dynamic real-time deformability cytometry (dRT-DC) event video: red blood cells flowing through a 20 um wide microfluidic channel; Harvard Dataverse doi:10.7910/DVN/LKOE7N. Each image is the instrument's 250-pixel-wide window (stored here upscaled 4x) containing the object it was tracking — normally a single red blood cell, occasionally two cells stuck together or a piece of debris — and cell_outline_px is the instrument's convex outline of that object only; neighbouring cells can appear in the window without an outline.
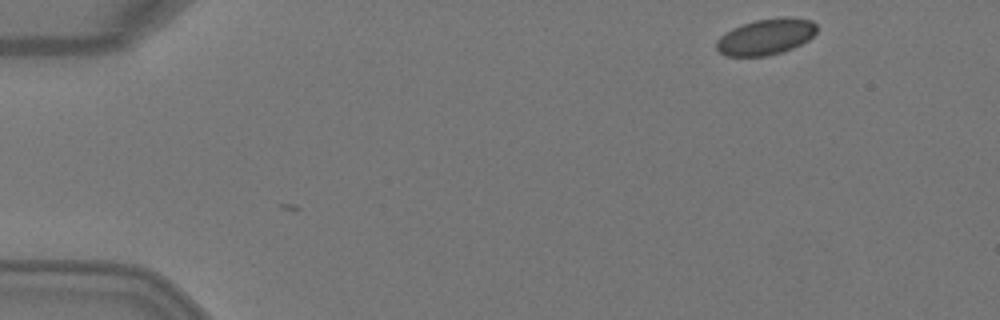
{"species": "Egyptian fruit bat (a non-hibernating species)", "species_latin": "Rousettus aegyptiacus", "temperature_condition": "warm", "stored_images_in_passage": 3, "camera_frame_rate_fps": 3000, "um_per_image_px": 0.085, "animal": {"sex": "female"}, "frame": {"image": 1, "passage_image": 1, "time_ms": 0.0, "image_size_px": [1000, 320], "cell_outline_px": [[816, 32], [808, 40], [792, 48], [768, 56], [728, 56], [720, 52], [716, 48], [716, 40], [720, 36], [732, 28], [756, 20], [784, 16], [812, 20], [816, 24]], "centroid_in_image_um": [65.09, 3.12], "position_along_channel_um": 19.9, "area_um2": 20.98}}
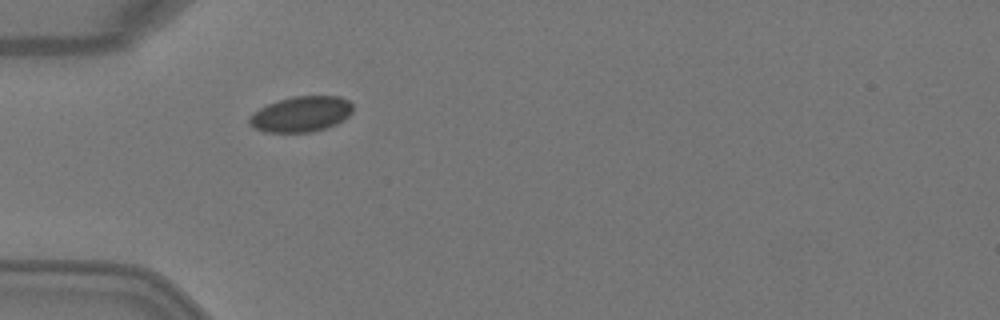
{"frame": {"image": 2, "passage_image": 3, "time_ms": 0.667, "image_size_px": [1000, 320], "cell_outline_px": [[352, 112], [344, 120], [336, 124], [312, 132], [264, 132], [252, 128], [248, 124], [248, 116], [252, 112], [268, 104], [292, 96], [340, 96], [348, 100], [352, 104]], "centroid_in_image_um": [25.56, 9.7], "position_along_channel_um": 59.4, "area_um2": 21.62}}